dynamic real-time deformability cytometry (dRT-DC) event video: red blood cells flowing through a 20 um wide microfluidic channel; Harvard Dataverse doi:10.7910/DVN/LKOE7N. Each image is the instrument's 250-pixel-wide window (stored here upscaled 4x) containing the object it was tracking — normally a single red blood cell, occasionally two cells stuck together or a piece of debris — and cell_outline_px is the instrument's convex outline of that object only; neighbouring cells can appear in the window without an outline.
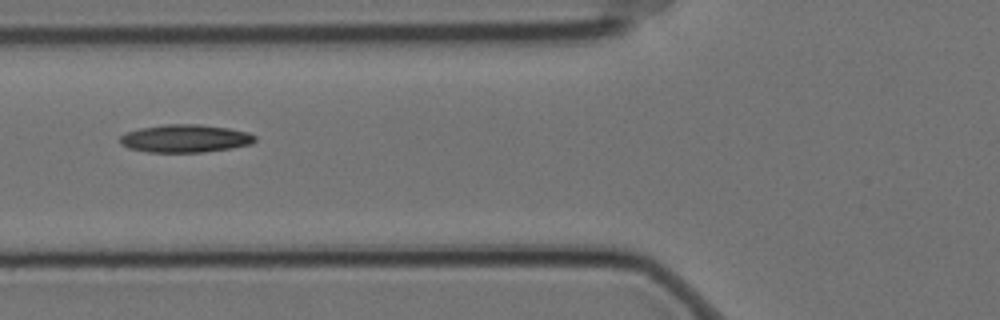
{"species": "Egyptian fruit bat (a non-hibernating species)", "species_latin": "Rousettus aegyptiacus", "temperature_condition": "cold", "stored_images_in_passage": 11, "camera_frame_rate_fps": 3000, "um_per_image_px": 0.085, "animal": {"sex": "female"}, "frame": {"image": 1, "passage_image": 7, "time_ms": 2.0, "image_size_px": [1000, 320], "cell_outline_px": [[256, 140], [252, 144], [232, 148], [204, 152], [148, 152], [128, 148], [120, 144], [120, 136], [124, 132], [140, 128], [164, 124], [200, 124], [228, 128], [248, 132], [256, 136]], "centroid_in_image_um": [15.73, 11.77], "position_along_channel_um": 110.1, "area_um2": 22.14}}
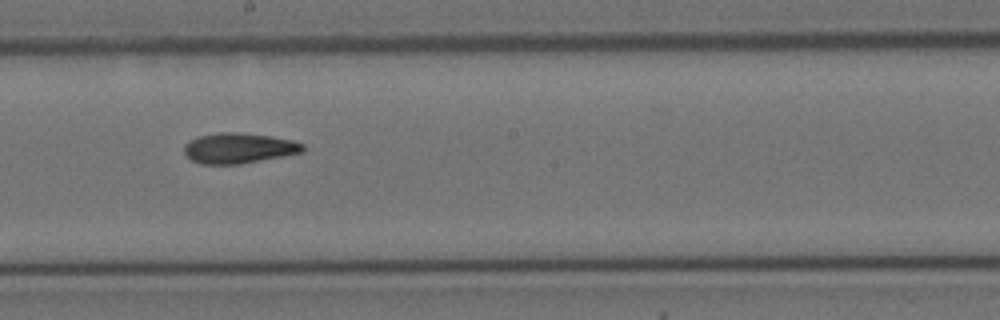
{"frame": {"image": 2, "passage_image": 10, "time_ms": 3.0, "image_size_px": [1000, 320], "cell_outline_px": [[304, 152], [240, 164], [200, 164], [192, 160], [184, 152], [184, 144], [188, 140], [200, 136], [220, 132], [236, 132], [272, 136], [292, 140], [304, 144]], "centroid_in_image_um": [20.29, 12.59], "position_along_channel_um": 227.9, "area_um2": 21.04}}
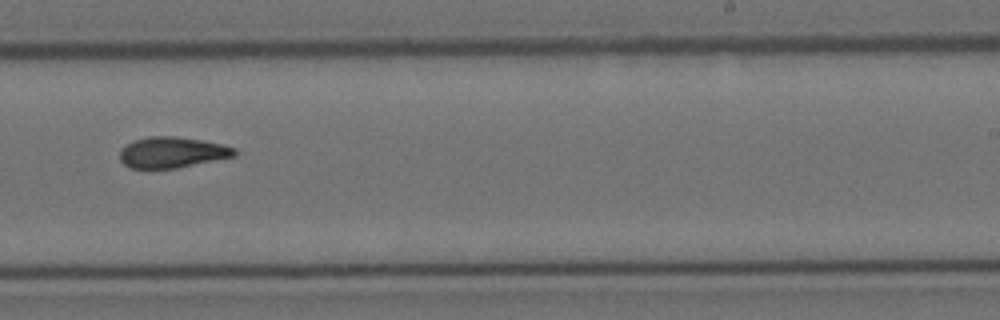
{"frame": {"image": 3, "passage_image": 11, "time_ms": 3.333, "image_size_px": [1000, 320], "cell_outline_px": [[236, 156], [176, 168], [128, 168], [120, 160], [120, 148], [124, 144], [132, 140], [148, 136], [176, 136], [200, 140], [220, 144], [236, 148]], "centroid_in_image_um": [14.58, 12.94], "position_along_channel_um": 274.4, "area_um2": 20.75}}